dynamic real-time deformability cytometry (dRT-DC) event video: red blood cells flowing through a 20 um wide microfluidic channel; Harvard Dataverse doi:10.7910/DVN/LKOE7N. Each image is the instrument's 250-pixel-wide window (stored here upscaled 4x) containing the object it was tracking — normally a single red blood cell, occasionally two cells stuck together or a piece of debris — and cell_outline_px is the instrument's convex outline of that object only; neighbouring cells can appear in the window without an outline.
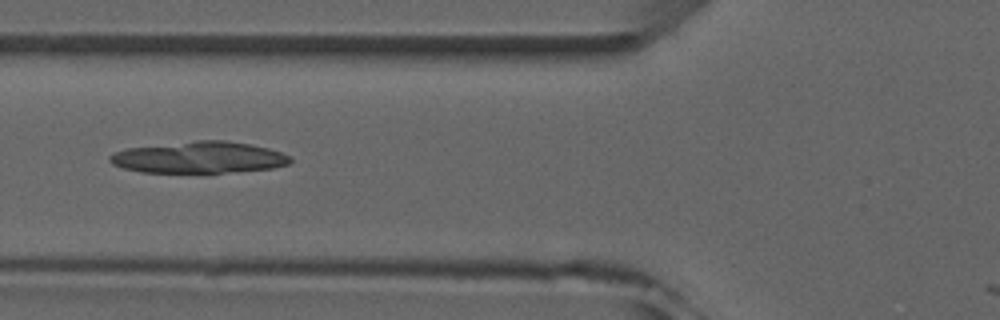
{"species": "common noctule bat (a hibernating species)", "species_latin": "Nyctalus noctula", "temperature_condition": "room temperature", "stored_images_in_passage": 6, "camera_frame_rate_fps": 3000, "um_per_image_px": 0.085, "animal": {"sex": "male", "forearm_length_mm": 52.5}, "frame": {"image": 1, "passage_image": 6, "time_ms": 5.667, "image_size_px": [1000, 320], "cell_outline_px": [[292, 160], [288, 164], [272, 168], [224, 172], [144, 172], [124, 168], [112, 164], [108, 160], [108, 156], [112, 152], [128, 148], [196, 140], [228, 140], [268, 148], [292, 156]], "centroid_in_image_um": [16.9, 13.37], "position_along_channel_um": 108.9, "area_um2": 33.0}}